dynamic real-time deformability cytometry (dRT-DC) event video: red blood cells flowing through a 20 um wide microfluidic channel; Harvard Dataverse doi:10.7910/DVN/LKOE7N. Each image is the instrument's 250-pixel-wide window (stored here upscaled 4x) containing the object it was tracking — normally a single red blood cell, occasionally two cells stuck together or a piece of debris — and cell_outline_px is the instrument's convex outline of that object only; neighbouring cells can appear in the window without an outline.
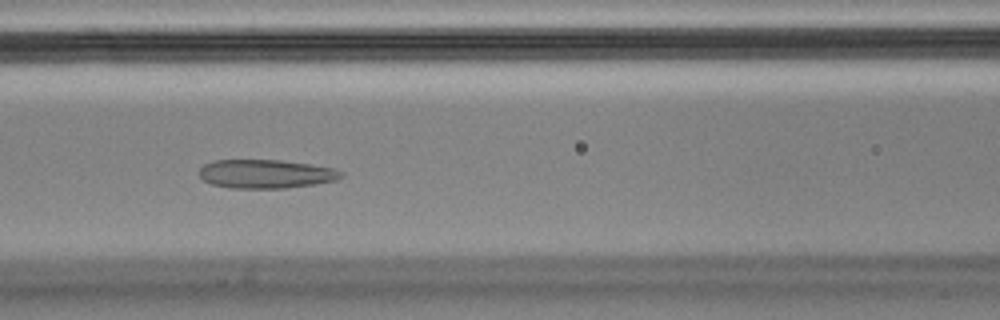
{"species": "Egyptian fruit bat (a non-hibernating species)", "species_latin": "Rousettus aegyptiacus", "temperature_condition": "cold", "stored_images_in_passage": 45, "camera_frame_rate_fps": 3000, "um_per_image_px": 0.085, "animal": {"sex": "male"}, "frame": {"image": 1, "passage_image": 12, "time_ms": 3.667, "image_size_px": [1000, 320], "cell_outline_px": [[344, 176], [336, 180], [312, 184], [284, 188], [232, 188], [212, 184], [204, 180], [200, 176], [200, 168], [204, 164], [216, 160], [280, 160], [308, 164], [332, 168], [344, 172]], "centroid_in_image_um": [22.59, 14.78], "position_along_channel_um": 144.0, "area_um2": 23.52}}
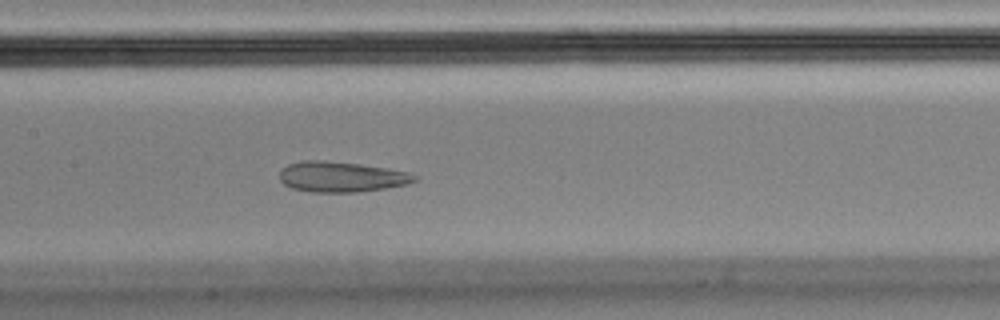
{"frame": {"image": 2, "passage_image": 15, "time_ms": 4.667, "image_size_px": [1000, 320], "cell_outline_px": [[420, 176], [416, 180], [408, 184], [384, 188], [356, 192], [312, 192], [292, 188], [284, 184], [280, 180], [280, 172], [288, 164], [304, 160], [324, 160], [360, 164], [388, 168], [412, 172]], "centroid_in_image_um": [29.06, 15.02], "position_along_channel_um": 178.3, "area_um2": 24.04}}
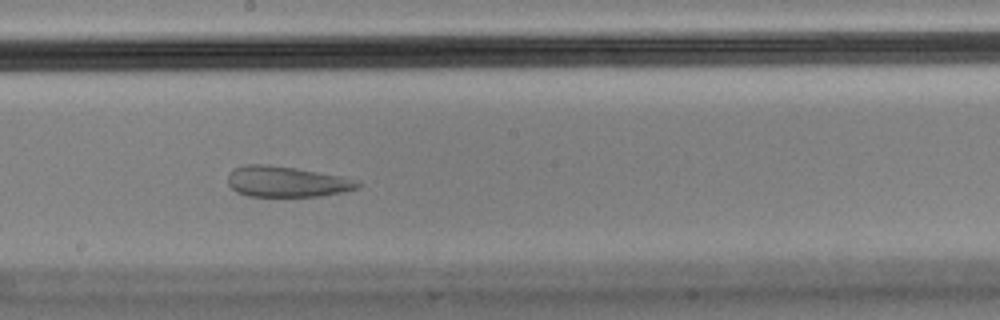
{"frame": {"image": 3, "passage_image": 19, "time_ms": 6.0, "image_size_px": [1000, 320], "cell_outline_px": [[364, 184], [356, 188], [340, 192], [320, 196], [248, 196], [236, 192], [228, 184], [228, 176], [236, 168], [244, 164], [260, 164], [296, 168], [340, 176]], "centroid_in_image_um": [24.32, 15.44], "position_along_channel_um": 223.9, "area_um2": 22.83}}